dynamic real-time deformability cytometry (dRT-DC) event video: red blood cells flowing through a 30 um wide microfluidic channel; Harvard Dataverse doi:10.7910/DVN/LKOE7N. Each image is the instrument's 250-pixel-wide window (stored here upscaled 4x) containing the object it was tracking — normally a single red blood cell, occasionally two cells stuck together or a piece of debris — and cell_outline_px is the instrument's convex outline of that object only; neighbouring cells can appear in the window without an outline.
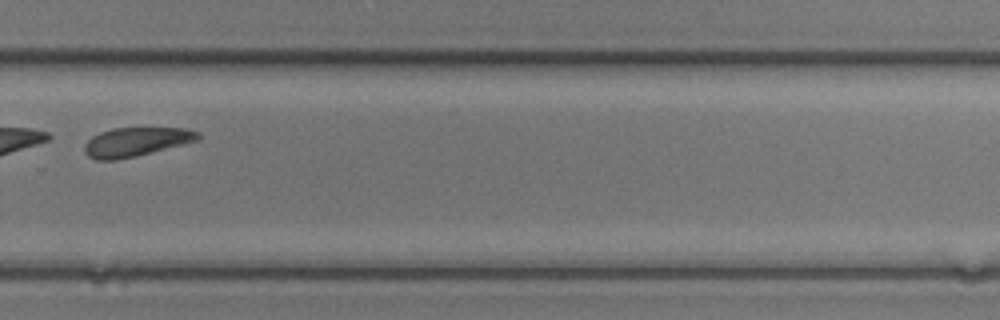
{"species": "common noctule bat (a hibernating species)", "species_latin": "Nyctalus noctula", "temperature_condition": "room temperature", "stored_images_in_passage": 34, "camera_frame_rate_fps": 3000, "um_per_image_px": 0.085, "animal": {"sex": "female", "body_mass_g": 17.0, "forearm_length_mm": 48.0}, "frame": {"image": 1, "passage_image": 20, "time_ms": 6.333, "image_size_px": [1000, 320], "cell_outline_px": [[200, 140], [136, 156], [116, 160], [96, 160], [88, 156], [84, 152], [84, 144], [92, 136], [100, 132], [112, 128], [188, 128], [200, 132]], "centroid_in_image_um": [11.57, 12.05], "position_along_channel_um": 318.2, "area_um2": 19.31}}